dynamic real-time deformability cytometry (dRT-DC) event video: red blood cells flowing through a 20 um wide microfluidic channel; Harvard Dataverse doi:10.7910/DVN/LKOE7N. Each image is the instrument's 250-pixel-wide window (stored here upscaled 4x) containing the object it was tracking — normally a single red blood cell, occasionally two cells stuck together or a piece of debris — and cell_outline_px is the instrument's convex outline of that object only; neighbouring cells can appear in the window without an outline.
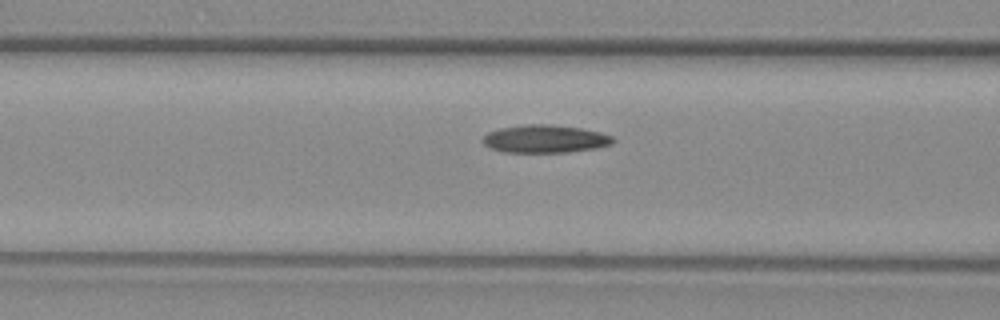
{"species": "common noctule bat (a hibernating species)", "species_latin": "Nyctalus noctula", "temperature_condition": "warm", "stored_images_in_passage": 17, "camera_frame_rate_fps": 3000, "um_per_image_px": 0.085, "animal": {"sex": "female", "body_mass_g": 29.2, "forearm_length_mm": 56.3}, "frame": {"image": 1, "passage_image": 15, "time_ms": 4.667, "image_size_px": [1000, 320], "cell_outline_px": [[616, 140], [612, 144], [596, 148], [568, 152], [504, 152], [488, 148], [480, 140], [488, 132], [500, 128], [524, 124], [548, 124], [580, 128], [600, 132], [612, 136]], "centroid_in_image_um": [46.3, 11.8], "position_along_channel_um": 120.3, "area_um2": 21.27}}